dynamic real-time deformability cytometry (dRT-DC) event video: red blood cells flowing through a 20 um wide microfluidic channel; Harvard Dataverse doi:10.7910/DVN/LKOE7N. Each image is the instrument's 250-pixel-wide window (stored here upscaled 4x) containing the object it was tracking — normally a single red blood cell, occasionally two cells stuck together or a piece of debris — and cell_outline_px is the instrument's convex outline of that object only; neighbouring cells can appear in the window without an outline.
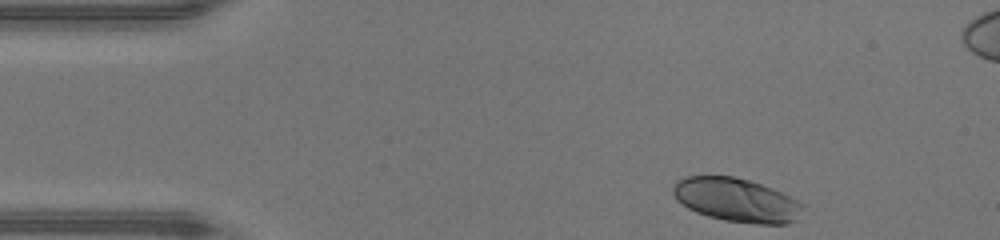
{"species": "human", "species_latin": "Homo sapiens", "temperature_condition": "warm", "stored_images_in_passage": 34, "camera_frame_rate_fps": 3000, "um_per_image_px": 0.085, "donor": {"sex": "male"}, "frame": {"image": 1, "passage_image": 1, "time_ms": 0.0, "image_size_px": [1000, 240], "cell_outline_px": [[804, 204], [796, 220], [784, 224], [756, 224], [724, 220], [708, 216], [696, 212], [688, 208], [676, 200], [672, 192], [672, 188], [676, 180], [684, 176], [732, 176], [748, 180], [772, 188]], "centroid_in_image_um": [62.55, 17.0], "position_along_channel_um": 22.5, "area_um2": 32.95}}
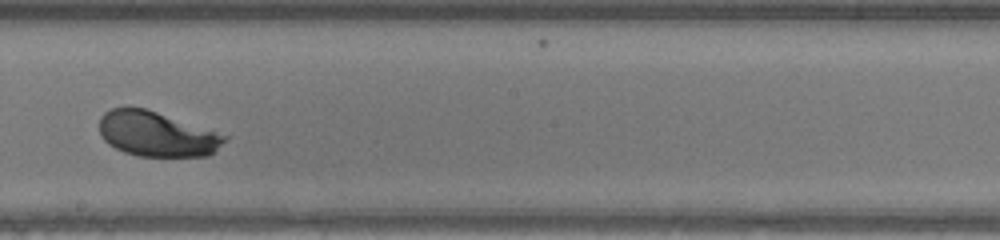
{"frame": {"image": 2, "passage_image": 21, "time_ms": 6.667, "image_size_px": [1000, 240], "cell_outline_px": [[228, 136], [216, 152], [208, 156], [140, 156], [124, 152], [108, 144], [100, 136], [100, 116], [104, 112], [112, 108], [144, 108]], "centroid_in_image_um": [13.29, 11.41], "position_along_channel_um": 234.9, "area_um2": 32.37}}
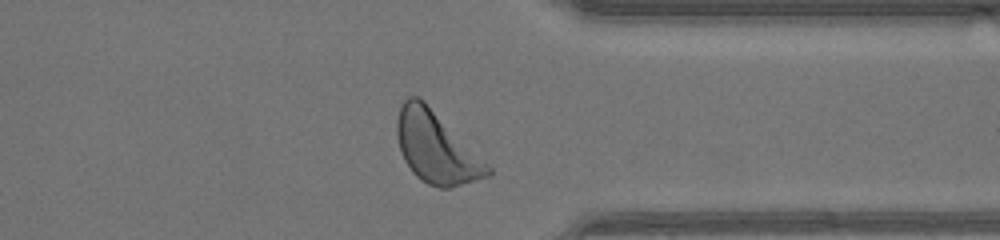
{"frame": {"image": 3, "passage_image": 31, "time_ms": 10.0, "image_size_px": [1000, 240], "cell_outline_px": [[492, 176], [452, 188], [440, 188], [428, 184], [420, 180], [412, 172], [404, 160], [400, 148], [396, 132], [396, 120], [400, 104], [408, 96], [416, 96], [424, 100], [492, 168]], "centroid_in_image_um": [37.07, 12.56], "position_along_channel_um": 374.3, "area_um2": 37.74}, "authors_computed_cell_mechanics": {"area_um2": 32.9171, "velocity_mm_per_s": 4.3528, "shape_relaxation_time_tau1_ms": 1.7126, "shape_relaxation_time_tau2_ms": null, "deformation_change_tau1": 0.1372, "deformation_change_tau2": null}}